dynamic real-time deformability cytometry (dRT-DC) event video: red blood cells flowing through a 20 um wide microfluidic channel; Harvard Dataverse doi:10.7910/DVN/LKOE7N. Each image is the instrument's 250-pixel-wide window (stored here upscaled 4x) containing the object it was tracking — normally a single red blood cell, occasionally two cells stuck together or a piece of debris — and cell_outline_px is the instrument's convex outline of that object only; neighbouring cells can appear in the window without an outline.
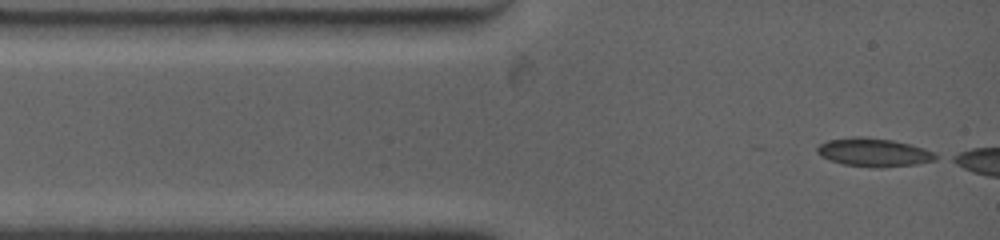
{"species": "common noctule bat (a hibernating species)", "species_latin": "Nyctalus noctula", "temperature_condition": "warm", "stored_images_in_passage": 5, "camera_frame_rate_fps": 4500, "um_per_image_px": 0.085, "animal": {"sex": "female", "body_mass_g": 19.0, "forearm_length_mm": 53.3}, "frame": {"image": 1, "passage_image": 1, "time_ms": 0.0, "image_size_px": [1000, 240], "cell_outline_px": [[940, 156], [936, 160], [916, 164], [880, 168], [876, 168], [844, 164], [820, 156], [816, 152], [816, 148], [820, 144], [828, 140], [860, 136], [892, 140], [924, 148]], "centroid_in_image_um": [74.28, 12.96], "position_along_channel_um": 10.7, "area_um2": 19.48}}